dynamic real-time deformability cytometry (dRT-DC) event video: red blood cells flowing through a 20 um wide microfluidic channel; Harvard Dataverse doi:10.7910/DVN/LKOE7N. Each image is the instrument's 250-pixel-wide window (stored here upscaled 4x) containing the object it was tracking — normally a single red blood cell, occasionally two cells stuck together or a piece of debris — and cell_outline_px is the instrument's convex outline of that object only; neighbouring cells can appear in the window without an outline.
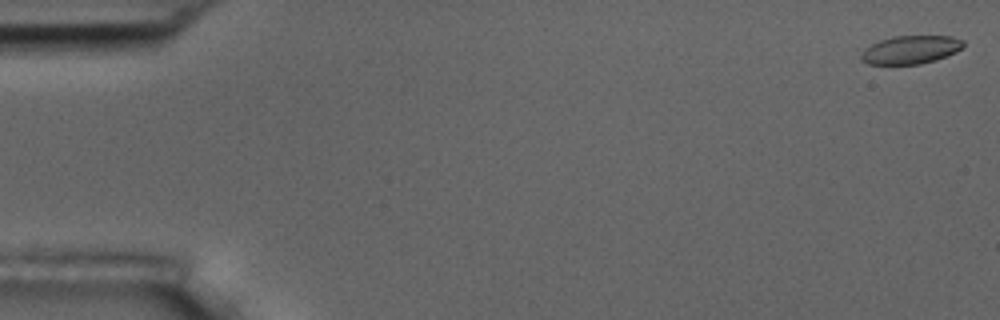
{"species": "common noctule bat (a hibernating species)", "species_latin": "Nyctalus noctula", "temperature_condition": "room temperature", "stored_images_in_passage": 15, "camera_frame_rate_fps": 3000, "um_per_image_px": 0.085, "animal": {"sex": "male", "body_mass_g": 17.5, "forearm_length_mm": 52.3}, "frame": {"image": 1, "passage_image": 1, "time_ms": 0.0, "image_size_px": [1000, 320], "cell_outline_px": [[964, 44], [956, 52], [948, 56], [936, 60], [920, 64], [868, 64], [860, 60], [860, 56], [864, 48], [880, 40], [892, 36], [952, 36], [964, 40]], "centroid_in_image_um": [77.4, 4.23], "position_along_channel_um": 7.6, "area_um2": 16.94}}
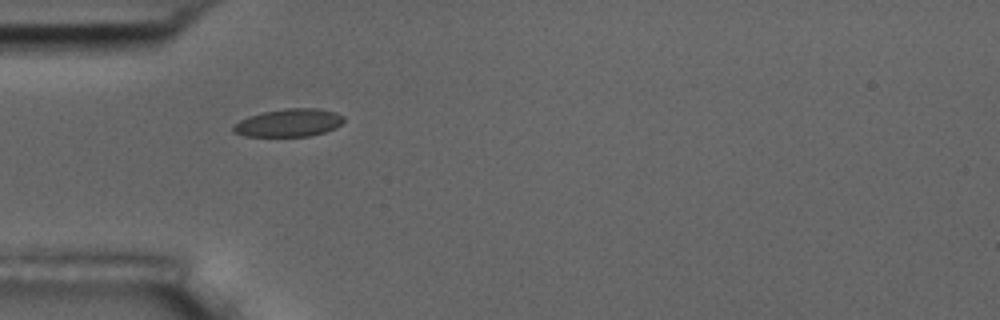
{"frame": {"image": 2, "passage_image": 5, "time_ms": 5.333, "image_size_px": [1000, 320], "cell_outline_px": [[344, 120], [336, 128], [324, 132], [308, 136], [244, 136], [232, 132], [232, 124], [248, 116], [264, 112], [284, 108], [320, 108], [336, 112], [344, 116]], "centroid_in_image_um": [24.53, 10.43], "position_along_channel_um": 60.5, "area_um2": 18.09}}
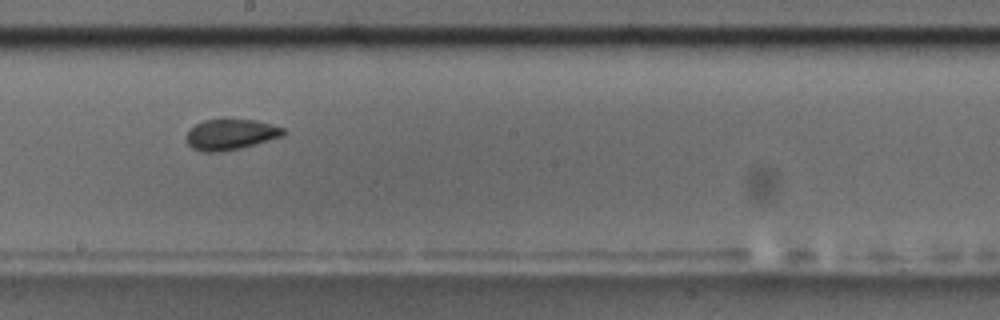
{"frame": {"image": 3, "passage_image": 9, "time_ms": 10.0, "image_size_px": [1000, 320], "cell_outline_px": [[284, 136], [256, 144], [240, 148], [220, 152], [204, 152], [192, 148], [184, 140], [184, 136], [196, 124], [204, 120], [256, 120], [272, 124], [284, 128]], "centroid_in_image_um": [19.59, 11.44], "position_along_channel_um": 228.6, "area_um2": 17.34}}